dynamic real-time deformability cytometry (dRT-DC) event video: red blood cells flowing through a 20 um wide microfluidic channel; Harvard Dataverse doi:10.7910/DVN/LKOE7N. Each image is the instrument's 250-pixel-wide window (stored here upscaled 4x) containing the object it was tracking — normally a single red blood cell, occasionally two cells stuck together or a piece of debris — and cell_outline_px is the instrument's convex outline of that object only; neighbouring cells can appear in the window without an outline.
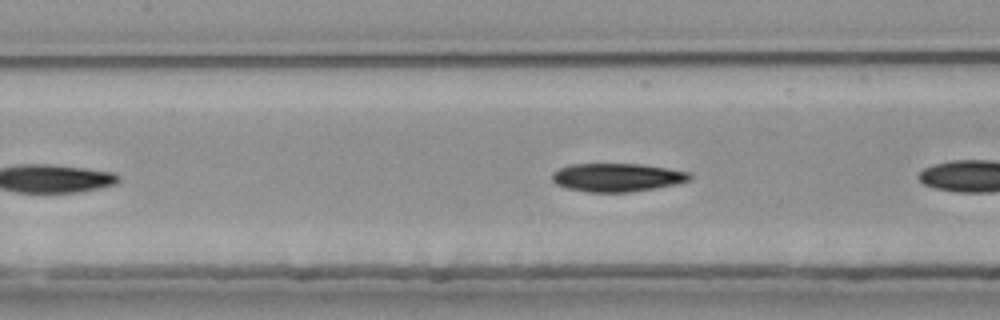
{"species": "common noctule bat (a hibernating species)", "species_latin": "Nyctalus noctula", "temperature_condition": "room temperature", "stored_images_in_passage": 15, "camera_frame_rate_fps": 3000, "um_per_image_px": 0.085, "animal": {"sex": "female", "body_mass_g": 25.1}, "frame": {"image": 1, "passage_image": 7, "time_ms": 2.0, "image_size_px": [1000, 320], "cell_outline_px": [[692, 176], [688, 180], [676, 184], [656, 188], [628, 192], [588, 192], [568, 188], [556, 184], [552, 180], [552, 172], [568, 164], [640, 164], [688, 172]], "centroid_in_image_um": [52.41, 15.08], "position_along_channel_um": 155.0, "area_um2": 22.54}}